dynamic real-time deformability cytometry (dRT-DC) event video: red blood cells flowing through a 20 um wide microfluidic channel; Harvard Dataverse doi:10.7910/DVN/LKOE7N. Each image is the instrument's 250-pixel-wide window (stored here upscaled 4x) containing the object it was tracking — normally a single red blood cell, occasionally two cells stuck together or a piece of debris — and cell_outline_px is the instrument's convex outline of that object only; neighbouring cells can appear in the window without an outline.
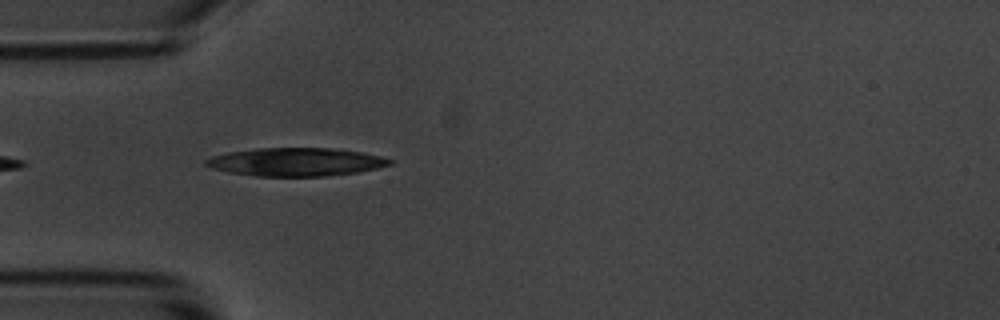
{"species": "common noctule bat (a hibernating species)", "species_latin": "Nyctalus noctula", "temperature_condition": "room temperature", "stored_images_in_passage": 5, "camera_frame_rate_fps": 3000, "um_per_image_px": 0.085, "animal": {"sex": "male", "body_mass_g": 20.1, "forearm_length_mm": 53.5}, "frame": {"image": 1, "passage_image": 4, "time_ms": 3.667, "image_size_px": [1000, 320], "cell_outline_px": [[396, 160], [392, 164], [376, 168], [356, 172], [324, 176], [256, 176], [228, 172], [212, 168], [204, 164], [204, 160], [212, 156], [228, 152], [256, 148], [332, 148], [360, 152], [380, 156]], "centroid_in_image_um": [25.13, 13.76], "position_along_channel_um": 59.9, "area_um2": 30.17}}